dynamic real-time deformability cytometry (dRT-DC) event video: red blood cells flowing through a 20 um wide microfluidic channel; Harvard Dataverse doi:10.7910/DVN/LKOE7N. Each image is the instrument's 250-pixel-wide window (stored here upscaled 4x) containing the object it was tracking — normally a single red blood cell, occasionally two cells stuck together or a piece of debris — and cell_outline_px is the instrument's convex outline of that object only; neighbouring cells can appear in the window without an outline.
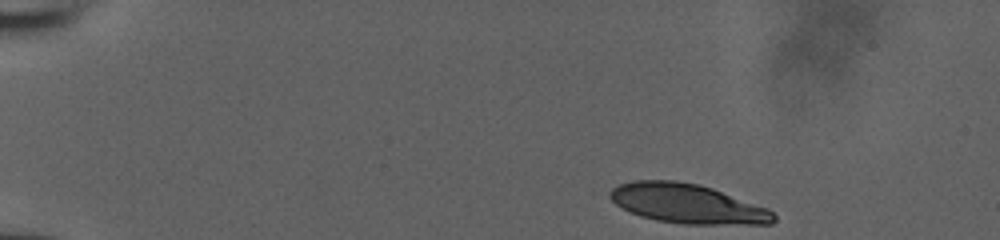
{"species": "human", "species_latin": "Homo sapiens", "temperature_condition": "room temperature", "stored_images_in_passage": 44, "camera_frame_rate_fps": 3000, "um_per_image_px": 0.085, "donor": {"sex": "male"}, "frame": {"image": 1, "passage_image": 1, "time_ms": 0.0, "image_size_px": [1000, 240], "cell_outline_px": [[776, 220], [772, 224], [684, 224], [656, 220], [640, 216], [616, 204], [604, 192], [620, 184], [632, 180], [676, 180], [700, 184], [712, 188], [768, 208], [776, 216]], "centroid_in_image_um": [58.41, 17.3], "position_along_channel_um": 26.6, "area_um2": 37.74}}
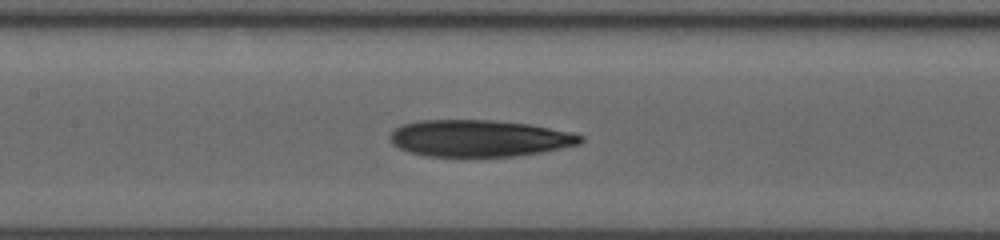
{"frame": {"image": 2, "passage_image": 19, "time_ms": 6.0, "image_size_px": [1000, 240], "cell_outline_px": [[584, 140], [580, 144], [544, 152], [516, 156], [424, 156], [408, 152], [392, 144], [388, 136], [400, 124], [420, 120], [492, 120], [528, 124], [572, 132], [584, 136]], "centroid_in_image_um": [40.74, 11.75], "position_along_channel_um": 166.7, "area_um2": 41.04}}
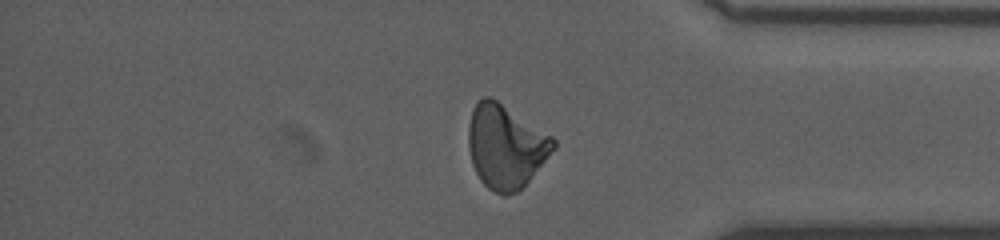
{"frame": {"image": 3, "passage_image": 36, "time_ms": 11.667, "image_size_px": [1000, 240], "cell_outline_px": [[556, 148], [528, 180], [516, 192], [504, 196], [488, 188], [480, 180], [472, 164], [468, 148], [468, 128], [472, 108], [476, 100], [484, 96], [492, 96], [552, 136], [556, 140]], "centroid_in_image_um": [42.95, 12.4], "position_along_channel_um": 392.2, "area_um2": 41.5}}